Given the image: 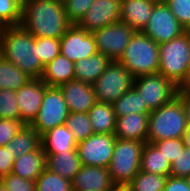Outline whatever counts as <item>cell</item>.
I'll return each instance as SVG.
<instances>
[{"instance_id":"484cf974","label":"cell","mask_w":190,"mask_h":191,"mask_svg":"<svg viewBox=\"0 0 190 191\" xmlns=\"http://www.w3.org/2000/svg\"><path fill=\"white\" fill-rule=\"evenodd\" d=\"M140 169L147 173L170 176L171 163L153 143L146 142L142 150Z\"/></svg>"},{"instance_id":"ac0fdd59","label":"cell","mask_w":190,"mask_h":191,"mask_svg":"<svg viewBox=\"0 0 190 191\" xmlns=\"http://www.w3.org/2000/svg\"><path fill=\"white\" fill-rule=\"evenodd\" d=\"M154 4L151 0H121L120 21L142 32L149 22Z\"/></svg>"},{"instance_id":"5bb4252c","label":"cell","mask_w":190,"mask_h":191,"mask_svg":"<svg viewBox=\"0 0 190 191\" xmlns=\"http://www.w3.org/2000/svg\"><path fill=\"white\" fill-rule=\"evenodd\" d=\"M120 15L121 0H95L76 25L89 33H93L120 21Z\"/></svg>"},{"instance_id":"681fc988","label":"cell","mask_w":190,"mask_h":191,"mask_svg":"<svg viewBox=\"0 0 190 191\" xmlns=\"http://www.w3.org/2000/svg\"><path fill=\"white\" fill-rule=\"evenodd\" d=\"M184 88L190 93V81L184 86Z\"/></svg>"},{"instance_id":"d4e9b609","label":"cell","mask_w":190,"mask_h":191,"mask_svg":"<svg viewBox=\"0 0 190 191\" xmlns=\"http://www.w3.org/2000/svg\"><path fill=\"white\" fill-rule=\"evenodd\" d=\"M94 134H114L116 116L113 104L97 101L88 112Z\"/></svg>"},{"instance_id":"83f0119b","label":"cell","mask_w":190,"mask_h":191,"mask_svg":"<svg viewBox=\"0 0 190 191\" xmlns=\"http://www.w3.org/2000/svg\"><path fill=\"white\" fill-rule=\"evenodd\" d=\"M113 108L116 118L133 113H151L146 102H143V99L133 86L113 103Z\"/></svg>"},{"instance_id":"ee69618b","label":"cell","mask_w":190,"mask_h":191,"mask_svg":"<svg viewBox=\"0 0 190 191\" xmlns=\"http://www.w3.org/2000/svg\"><path fill=\"white\" fill-rule=\"evenodd\" d=\"M177 96L181 99L187 123L190 124V93L184 87L178 88Z\"/></svg>"},{"instance_id":"9a60e30c","label":"cell","mask_w":190,"mask_h":191,"mask_svg":"<svg viewBox=\"0 0 190 191\" xmlns=\"http://www.w3.org/2000/svg\"><path fill=\"white\" fill-rule=\"evenodd\" d=\"M47 87L41 78H31L16 91L20 120L24 124L29 125L36 118Z\"/></svg>"},{"instance_id":"bcb514c9","label":"cell","mask_w":190,"mask_h":191,"mask_svg":"<svg viewBox=\"0 0 190 191\" xmlns=\"http://www.w3.org/2000/svg\"><path fill=\"white\" fill-rule=\"evenodd\" d=\"M190 81V60H189V65H188V72L186 75V84Z\"/></svg>"},{"instance_id":"7bdbcfd3","label":"cell","mask_w":190,"mask_h":191,"mask_svg":"<svg viewBox=\"0 0 190 191\" xmlns=\"http://www.w3.org/2000/svg\"><path fill=\"white\" fill-rule=\"evenodd\" d=\"M163 191H190L186 178L168 176Z\"/></svg>"},{"instance_id":"816d5d0a","label":"cell","mask_w":190,"mask_h":191,"mask_svg":"<svg viewBox=\"0 0 190 191\" xmlns=\"http://www.w3.org/2000/svg\"><path fill=\"white\" fill-rule=\"evenodd\" d=\"M190 186V175L186 178Z\"/></svg>"},{"instance_id":"4fadbf2b","label":"cell","mask_w":190,"mask_h":191,"mask_svg":"<svg viewBox=\"0 0 190 191\" xmlns=\"http://www.w3.org/2000/svg\"><path fill=\"white\" fill-rule=\"evenodd\" d=\"M60 47V53L74 63L97 52L93 34L75 24L60 39Z\"/></svg>"},{"instance_id":"30bf717a","label":"cell","mask_w":190,"mask_h":191,"mask_svg":"<svg viewBox=\"0 0 190 191\" xmlns=\"http://www.w3.org/2000/svg\"><path fill=\"white\" fill-rule=\"evenodd\" d=\"M136 31L125 22L118 21L103 27L92 34L95 38L97 52L117 61Z\"/></svg>"},{"instance_id":"d590c367","label":"cell","mask_w":190,"mask_h":191,"mask_svg":"<svg viewBox=\"0 0 190 191\" xmlns=\"http://www.w3.org/2000/svg\"><path fill=\"white\" fill-rule=\"evenodd\" d=\"M67 20L77 24L95 0H62Z\"/></svg>"},{"instance_id":"4dcf8cb0","label":"cell","mask_w":190,"mask_h":191,"mask_svg":"<svg viewBox=\"0 0 190 191\" xmlns=\"http://www.w3.org/2000/svg\"><path fill=\"white\" fill-rule=\"evenodd\" d=\"M35 191H73L71 181L45 168L35 181Z\"/></svg>"},{"instance_id":"ab89813d","label":"cell","mask_w":190,"mask_h":191,"mask_svg":"<svg viewBox=\"0 0 190 191\" xmlns=\"http://www.w3.org/2000/svg\"><path fill=\"white\" fill-rule=\"evenodd\" d=\"M24 125L21 120L0 119V146H6Z\"/></svg>"},{"instance_id":"52a82bcc","label":"cell","mask_w":190,"mask_h":191,"mask_svg":"<svg viewBox=\"0 0 190 191\" xmlns=\"http://www.w3.org/2000/svg\"><path fill=\"white\" fill-rule=\"evenodd\" d=\"M134 77L118 61L112 60L93 83L96 100L113 104L133 86Z\"/></svg>"},{"instance_id":"8d00e7d4","label":"cell","mask_w":190,"mask_h":191,"mask_svg":"<svg viewBox=\"0 0 190 191\" xmlns=\"http://www.w3.org/2000/svg\"><path fill=\"white\" fill-rule=\"evenodd\" d=\"M165 4L183 28L190 31V0H166Z\"/></svg>"},{"instance_id":"60d3db41","label":"cell","mask_w":190,"mask_h":191,"mask_svg":"<svg viewBox=\"0 0 190 191\" xmlns=\"http://www.w3.org/2000/svg\"><path fill=\"white\" fill-rule=\"evenodd\" d=\"M8 191H35V181L21 178L13 173L0 179Z\"/></svg>"},{"instance_id":"44dd1931","label":"cell","mask_w":190,"mask_h":191,"mask_svg":"<svg viewBox=\"0 0 190 191\" xmlns=\"http://www.w3.org/2000/svg\"><path fill=\"white\" fill-rule=\"evenodd\" d=\"M45 168L46 154L40 146L36 151L15 158L12 173L21 178L36 181Z\"/></svg>"},{"instance_id":"ffe728a7","label":"cell","mask_w":190,"mask_h":191,"mask_svg":"<svg viewBox=\"0 0 190 191\" xmlns=\"http://www.w3.org/2000/svg\"><path fill=\"white\" fill-rule=\"evenodd\" d=\"M44 153L46 154V168L70 181L82 167L77 149Z\"/></svg>"},{"instance_id":"7402d4cb","label":"cell","mask_w":190,"mask_h":191,"mask_svg":"<svg viewBox=\"0 0 190 191\" xmlns=\"http://www.w3.org/2000/svg\"><path fill=\"white\" fill-rule=\"evenodd\" d=\"M74 64V62L60 53L45 66L41 80L50 87H59L75 80Z\"/></svg>"},{"instance_id":"5b68a950","label":"cell","mask_w":190,"mask_h":191,"mask_svg":"<svg viewBox=\"0 0 190 191\" xmlns=\"http://www.w3.org/2000/svg\"><path fill=\"white\" fill-rule=\"evenodd\" d=\"M190 60V31L159 44V72L178 88L186 85Z\"/></svg>"},{"instance_id":"f546056e","label":"cell","mask_w":190,"mask_h":191,"mask_svg":"<svg viewBox=\"0 0 190 191\" xmlns=\"http://www.w3.org/2000/svg\"><path fill=\"white\" fill-rule=\"evenodd\" d=\"M168 176L139 171L126 186L128 191H163Z\"/></svg>"},{"instance_id":"f35d334b","label":"cell","mask_w":190,"mask_h":191,"mask_svg":"<svg viewBox=\"0 0 190 191\" xmlns=\"http://www.w3.org/2000/svg\"><path fill=\"white\" fill-rule=\"evenodd\" d=\"M190 175V148L184 150L174 159L171 164L170 176L187 178Z\"/></svg>"},{"instance_id":"74e56055","label":"cell","mask_w":190,"mask_h":191,"mask_svg":"<svg viewBox=\"0 0 190 191\" xmlns=\"http://www.w3.org/2000/svg\"><path fill=\"white\" fill-rule=\"evenodd\" d=\"M153 144L163 153L171 164L186 147L183 138H170L153 142Z\"/></svg>"},{"instance_id":"7c38bea8","label":"cell","mask_w":190,"mask_h":191,"mask_svg":"<svg viewBox=\"0 0 190 191\" xmlns=\"http://www.w3.org/2000/svg\"><path fill=\"white\" fill-rule=\"evenodd\" d=\"M116 137L114 134H93L77 144L82 165L108 168L113 155Z\"/></svg>"},{"instance_id":"603a6c76","label":"cell","mask_w":190,"mask_h":191,"mask_svg":"<svg viewBox=\"0 0 190 191\" xmlns=\"http://www.w3.org/2000/svg\"><path fill=\"white\" fill-rule=\"evenodd\" d=\"M110 62L111 60L100 52L75 62V80L93 84Z\"/></svg>"},{"instance_id":"d6a6232c","label":"cell","mask_w":190,"mask_h":191,"mask_svg":"<svg viewBox=\"0 0 190 191\" xmlns=\"http://www.w3.org/2000/svg\"><path fill=\"white\" fill-rule=\"evenodd\" d=\"M23 0H0V26H18L22 19Z\"/></svg>"},{"instance_id":"b9f144b4","label":"cell","mask_w":190,"mask_h":191,"mask_svg":"<svg viewBox=\"0 0 190 191\" xmlns=\"http://www.w3.org/2000/svg\"><path fill=\"white\" fill-rule=\"evenodd\" d=\"M14 159L7 145L0 146V179L12 173Z\"/></svg>"},{"instance_id":"f6af8a7d","label":"cell","mask_w":190,"mask_h":191,"mask_svg":"<svg viewBox=\"0 0 190 191\" xmlns=\"http://www.w3.org/2000/svg\"><path fill=\"white\" fill-rule=\"evenodd\" d=\"M185 146L190 148V124L187 125V129L185 131V135L183 137Z\"/></svg>"},{"instance_id":"8992f818","label":"cell","mask_w":190,"mask_h":191,"mask_svg":"<svg viewBox=\"0 0 190 191\" xmlns=\"http://www.w3.org/2000/svg\"><path fill=\"white\" fill-rule=\"evenodd\" d=\"M145 143L116 138L112 160L108 167L116 187H126L141 170V155Z\"/></svg>"},{"instance_id":"d6986e66","label":"cell","mask_w":190,"mask_h":191,"mask_svg":"<svg viewBox=\"0 0 190 191\" xmlns=\"http://www.w3.org/2000/svg\"><path fill=\"white\" fill-rule=\"evenodd\" d=\"M149 114L133 113L116 118L114 136L124 140L147 142Z\"/></svg>"},{"instance_id":"ba28073f","label":"cell","mask_w":190,"mask_h":191,"mask_svg":"<svg viewBox=\"0 0 190 191\" xmlns=\"http://www.w3.org/2000/svg\"><path fill=\"white\" fill-rule=\"evenodd\" d=\"M69 113L60 88L48 86L37 116L29 125L42 136L53 128L63 125Z\"/></svg>"},{"instance_id":"c3c4849f","label":"cell","mask_w":190,"mask_h":191,"mask_svg":"<svg viewBox=\"0 0 190 191\" xmlns=\"http://www.w3.org/2000/svg\"><path fill=\"white\" fill-rule=\"evenodd\" d=\"M0 191H8L5 186L2 184V182L0 181Z\"/></svg>"},{"instance_id":"cb8c5ba5","label":"cell","mask_w":190,"mask_h":191,"mask_svg":"<svg viewBox=\"0 0 190 191\" xmlns=\"http://www.w3.org/2000/svg\"><path fill=\"white\" fill-rule=\"evenodd\" d=\"M78 142L64 124L53 128L41 136L44 152H66L76 149Z\"/></svg>"},{"instance_id":"7a4b0ae2","label":"cell","mask_w":190,"mask_h":191,"mask_svg":"<svg viewBox=\"0 0 190 191\" xmlns=\"http://www.w3.org/2000/svg\"><path fill=\"white\" fill-rule=\"evenodd\" d=\"M0 55L31 78H41L45 66L38 57L36 37L21 25L2 27Z\"/></svg>"},{"instance_id":"f907efd6","label":"cell","mask_w":190,"mask_h":191,"mask_svg":"<svg viewBox=\"0 0 190 191\" xmlns=\"http://www.w3.org/2000/svg\"><path fill=\"white\" fill-rule=\"evenodd\" d=\"M154 1L155 3H165L166 0H151Z\"/></svg>"},{"instance_id":"4316f807","label":"cell","mask_w":190,"mask_h":191,"mask_svg":"<svg viewBox=\"0 0 190 191\" xmlns=\"http://www.w3.org/2000/svg\"><path fill=\"white\" fill-rule=\"evenodd\" d=\"M8 149L17 158L36 151L41 146V136L30 125H24L16 136L7 143Z\"/></svg>"},{"instance_id":"277c9868","label":"cell","mask_w":190,"mask_h":191,"mask_svg":"<svg viewBox=\"0 0 190 191\" xmlns=\"http://www.w3.org/2000/svg\"><path fill=\"white\" fill-rule=\"evenodd\" d=\"M117 61L134 78L156 74L159 72V44L143 32L136 31Z\"/></svg>"},{"instance_id":"8fae6325","label":"cell","mask_w":190,"mask_h":191,"mask_svg":"<svg viewBox=\"0 0 190 191\" xmlns=\"http://www.w3.org/2000/svg\"><path fill=\"white\" fill-rule=\"evenodd\" d=\"M142 32L161 44L181 36L186 30L165 3H155L149 22Z\"/></svg>"},{"instance_id":"1f68e13d","label":"cell","mask_w":190,"mask_h":191,"mask_svg":"<svg viewBox=\"0 0 190 191\" xmlns=\"http://www.w3.org/2000/svg\"><path fill=\"white\" fill-rule=\"evenodd\" d=\"M64 125L70 129L77 142L86 140L94 134L88 113L70 112Z\"/></svg>"},{"instance_id":"6da1fadb","label":"cell","mask_w":190,"mask_h":191,"mask_svg":"<svg viewBox=\"0 0 190 191\" xmlns=\"http://www.w3.org/2000/svg\"><path fill=\"white\" fill-rule=\"evenodd\" d=\"M20 25L36 38L61 39L72 24L62 0H23Z\"/></svg>"},{"instance_id":"3957f363","label":"cell","mask_w":190,"mask_h":191,"mask_svg":"<svg viewBox=\"0 0 190 191\" xmlns=\"http://www.w3.org/2000/svg\"><path fill=\"white\" fill-rule=\"evenodd\" d=\"M187 120L181 99L176 95L168 103L151 111L148 118L147 142L183 138Z\"/></svg>"},{"instance_id":"9c48e42d","label":"cell","mask_w":190,"mask_h":191,"mask_svg":"<svg viewBox=\"0 0 190 191\" xmlns=\"http://www.w3.org/2000/svg\"><path fill=\"white\" fill-rule=\"evenodd\" d=\"M133 87L150 111L168 103L178 91V87L160 73L134 78Z\"/></svg>"},{"instance_id":"e0dca14e","label":"cell","mask_w":190,"mask_h":191,"mask_svg":"<svg viewBox=\"0 0 190 191\" xmlns=\"http://www.w3.org/2000/svg\"><path fill=\"white\" fill-rule=\"evenodd\" d=\"M69 112L88 113L97 102L93 84L72 80L59 86Z\"/></svg>"},{"instance_id":"7dc6e473","label":"cell","mask_w":190,"mask_h":191,"mask_svg":"<svg viewBox=\"0 0 190 191\" xmlns=\"http://www.w3.org/2000/svg\"><path fill=\"white\" fill-rule=\"evenodd\" d=\"M112 191H128L127 189H126V187H116L114 190H112Z\"/></svg>"},{"instance_id":"e575fe53","label":"cell","mask_w":190,"mask_h":191,"mask_svg":"<svg viewBox=\"0 0 190 191\" xmlns=\"http://www.w3.org/2000/svg\"><path fill=\"white\" fill-rule=\"evenodd\" d=\"M36 47H38V57L46 66L60 54V39L39 37L36 38Z\"/></svg>"},{"instance_id":"2e32d148","label":"cell","mask_w":190,"mask_h":191,"mask_svg":"<svg viewBox=\"0 0 190 191\" xmlns=\"http://www.w3.org/2000/svg\"><path fill=\"white\" fill-rule=\"evenodd\" d=\"M73 191H112L116 188L109 169L82 165L71 181Z\"/></svg>"},{"instance_id":"836d02e7","label":"cell","mask_w":190,"mask_h":191,"mask_svg":"<svg viewBox=\"0 0 190 191\" xmlns=\"http://www.w3.org/2000/svg\"><path fill=\"white\" fill-rule=\"evenodd\" d=\"M0 119L20 120L16 91L0 89Z\"/></svg>"},{"instance_id":"f1b7e54d","label":"cell","mask_w":190,"mask_h":191,"mask_svg":"<svg viewBox=\"0 0 190 191\" xmlns=\"http://www.w3.org/2000/svg\"><path fill=\"white\" fill-rule=\"evenodd\" d=\"M30 79L24 71L0 55V89L17 91Z\"/></svg>"}]
</instances>
